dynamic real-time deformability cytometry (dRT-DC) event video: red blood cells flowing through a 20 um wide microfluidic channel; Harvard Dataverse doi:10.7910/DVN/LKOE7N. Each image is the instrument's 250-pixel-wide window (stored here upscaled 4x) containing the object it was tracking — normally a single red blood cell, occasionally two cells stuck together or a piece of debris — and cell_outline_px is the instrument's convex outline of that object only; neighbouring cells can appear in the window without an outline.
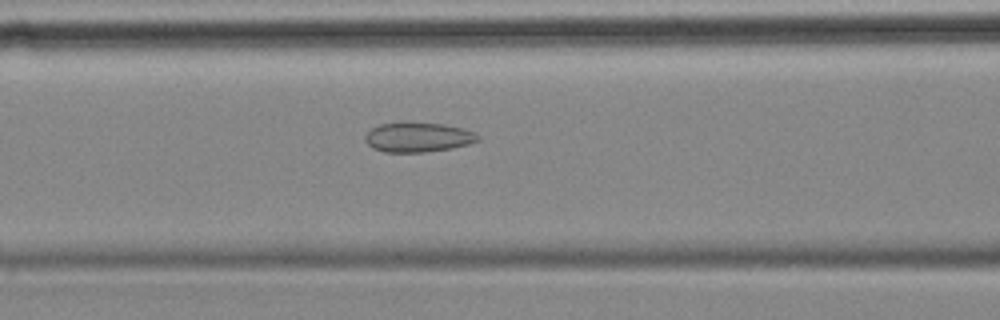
{"species": "common noctule bat (a hibernating species)", "species_latin": "Nyctalus noctula", "temperature_condition": "cold", "stored_images_in_passage": 51, "camera_frame_rate_fps": 3000, "um_per_image_px": 0.085, "animal": {"sex": "female", "body_mass_g": 18.4}, "frame": {"image": 1, "passage_image": 17, "time_ms": 5.333, "image_size_px": [1000, 320], "cell_outline_px": [[480, 140], [468, 144], [452, 148], [424, 152], [384, 152], [372, 148], [364, 140], [364, 136], [372, 128], [380, 124], [444, 124], [464, 128], [480, 136]], "centroid_in_image_um": [35.54, 11.69], "position_along_channel_um": 131.1, "area_um2": 19.07}}
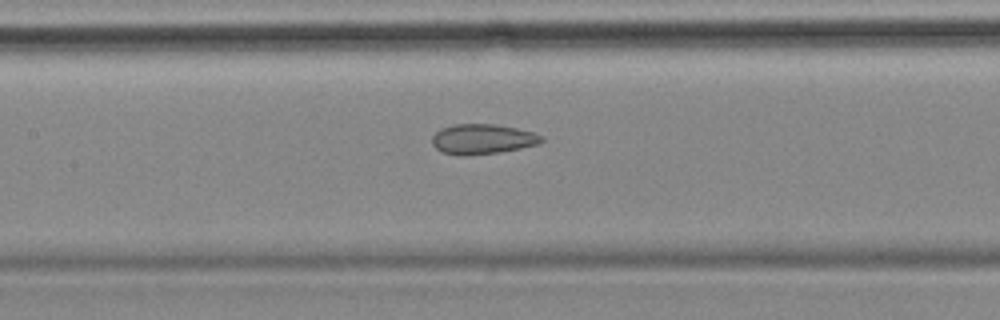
{"frame": {"image": 2, "passage_image": 20, "time_ms": 6.333, "image_size_px": [1000, 320], "cell_outline_px": [[544, 140], [540, 144], [500, 152], [464, 156], [460, 156], [440, 152], [432, 144], [432, 136], [440, 128], [456, 124], [496, 124], [516, 128], [532, 132], [544, 136]], "centroid_in_image_um": [41.0, 11.83], "position_along_channel_um": 166.4, "area_um2": 19.36}}
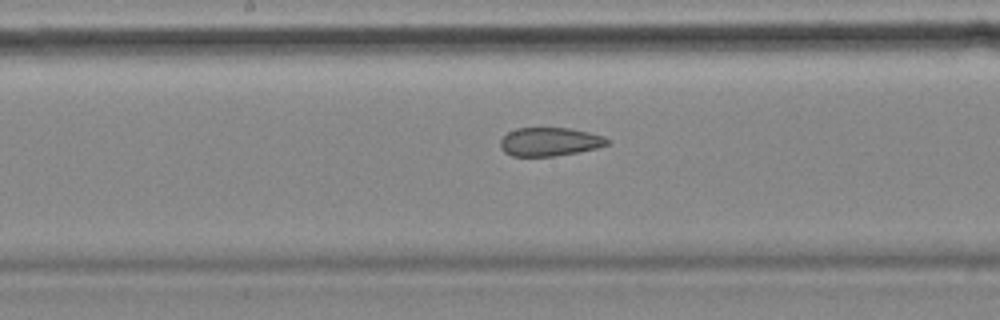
{"frame": {"image": 3, "passage_image": 23, "time_ms": 7.333, "image_size_px": [1000, 320], "cell_outline_px": [[612, 144], [580, 152], [552, 156], [512, 156], [504, 152], [500, 148], [500, 140], [508, 132], [516, 128], [568, 128], [588, 132], [604, 136], [612, 140]], "centroid_in_image_um": [46.76, 12.05], "position_along_channel_um": 201.4, "area_um2": 17.98}, "authors_computed_cell_mechanics": {"area_um2": 21.2126, "velocity_mm_per_s": 3.5326, "shape_relaxation_time_tau1_ms": null, "shape_relaxation_time_tau2_ms": 2.8271, "deformation_change_tau1": null, "deformation_change_tau2": 0.0985}}